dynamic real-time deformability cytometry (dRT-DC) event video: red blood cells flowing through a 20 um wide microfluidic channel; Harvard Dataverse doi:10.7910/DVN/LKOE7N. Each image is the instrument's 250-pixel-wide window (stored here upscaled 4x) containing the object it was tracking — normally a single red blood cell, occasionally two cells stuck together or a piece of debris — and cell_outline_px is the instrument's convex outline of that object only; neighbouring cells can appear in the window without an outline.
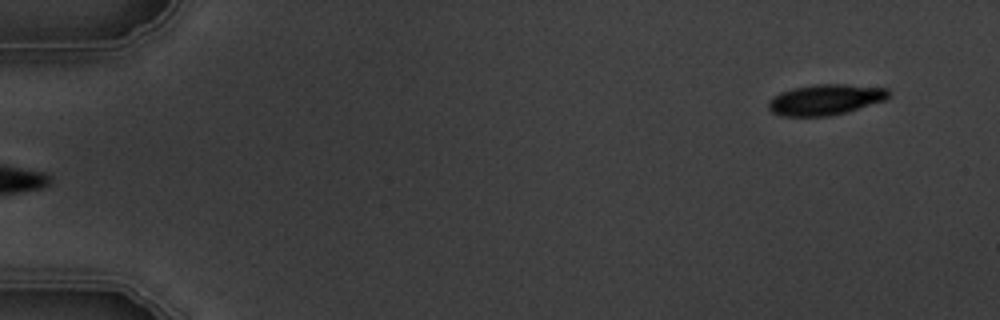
{"species": "common noctule bat (a hibernating species)", "species_latin": "Nyctalus noctula", "temperature_condition": "warm", "stored_images_in_passage": 5, "camera_frame_rate_fps": 3000, "um_per_image_px": 0.085, "animal": {"sex": "male", "body_mass_g": 19.5, "forearm_length_mm": 54.6}, "frame": {"image": 1, "passage_image": 5, "time_ms": 5.0, "image_size_px": [1000, 320], "cell_outline_px": [[892, 92], [884, 100], [848, 112], [832, 116], [784, 116], [772, 112], [768, 108], [768, 104], [780, 92], [792, 88], [816, 84], [844, 84], [888, 88]], "centroid_in_image_um": [70.2, 8.47], "position_along_channel_um": 14.8, "area_um2": 21.44}}